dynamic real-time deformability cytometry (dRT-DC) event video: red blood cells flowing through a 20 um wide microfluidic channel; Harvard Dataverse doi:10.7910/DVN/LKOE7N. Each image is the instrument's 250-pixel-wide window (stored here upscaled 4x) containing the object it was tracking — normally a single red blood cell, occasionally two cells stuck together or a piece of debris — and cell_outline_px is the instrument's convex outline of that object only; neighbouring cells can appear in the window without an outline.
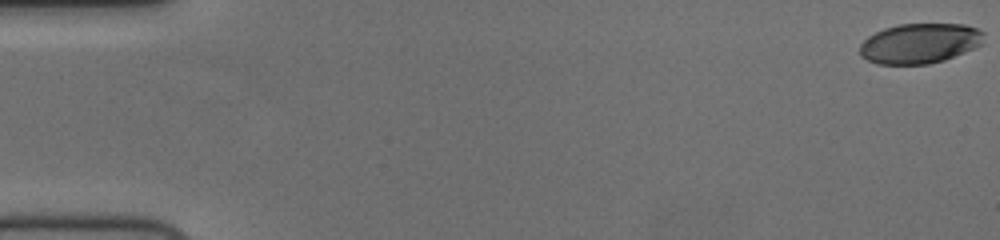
{"species": "human", "species_latin": "Homo sapiens", "temperature_condition": "cold", "stored_images_in_passage": 57, "camera_frame_rate_fps": 3000, "um_per_image_px": 0.085, "donor": {"sex": "female"}, "frame": {"image": 1, "passage_image": 1, "time_ms": 0.0, "image_size_px": [1000, 240], "cell_outline_px": [[984, 44], [976, 48], [944, 60], [928, 64], [876, 64], [860, 56], [860, 44], [868, 36], [884, 28], [900, 24], [964, 24], [976, 28], [984, 32]], "centroid_in_image_um": [78.2, 3.69], "position_along_channel_um": 6.8, "area_um2": 29.19}}
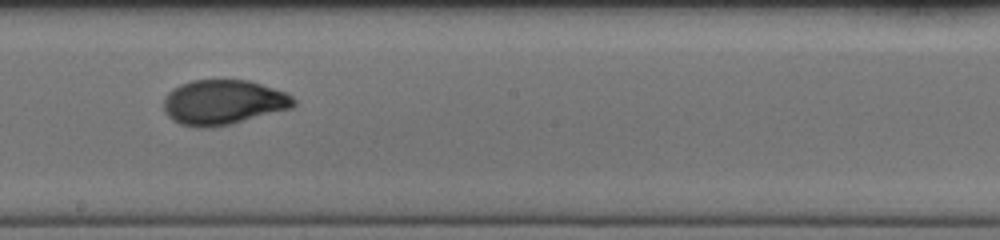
{"frame": {"image": 2, "passage_image": 33, "time_ms": 10.667, "image_size_px": [1000, 240], "cell_outline_px": [[296, 104], [292, 108], [232, 124], [212, 128], [196, 128], [180, 124], [172, 120], [164, 112], [164, 96], [172, 88], [180, 84], [192, 80], [248, 80], [288, 92], [296, 100]], "centroid_in_image_um": [18.98, 8.7], "position_along_channel_um": 229.2, "area_um2": 34.51}}
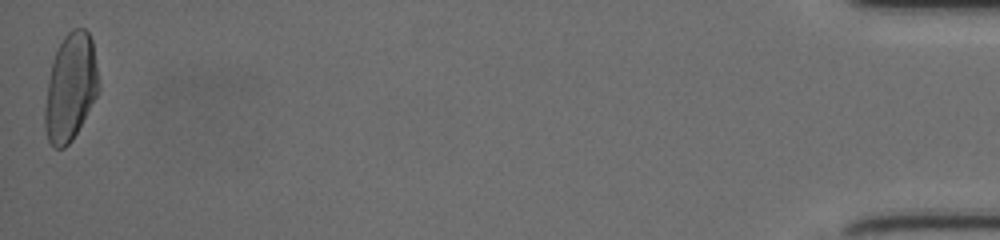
{"frame": {"image": 3, "passage_image": 57, "time_ms": 18.667, "image_size_px": [1000, 240], "cell_outline_px": [[100, 88], [96, 96], [72, 140], [64, 148], [56, 148], [48, 140], [44, 128], [44, 108], [48, 80], [52, 60], [64, 36], [72, 28], [84, 28], [88, 32], [92, 40]], "centroid_in_image_um": [5.98, 7.41], "position_along_channel_um": 429.2, "area_um2": 33.41}, "authors_computed_cell_mechanics": {"area_um2": 32.657, "velocity_mm_per_s": 3.7281, "shape_relaxation_time_tau1_ms": 4.1003, "shape_relaxation_time_tau2_ms": 1.0169, "deformation_change_tau1": 0.1723, "deformation_change_tau2": 0.049}}